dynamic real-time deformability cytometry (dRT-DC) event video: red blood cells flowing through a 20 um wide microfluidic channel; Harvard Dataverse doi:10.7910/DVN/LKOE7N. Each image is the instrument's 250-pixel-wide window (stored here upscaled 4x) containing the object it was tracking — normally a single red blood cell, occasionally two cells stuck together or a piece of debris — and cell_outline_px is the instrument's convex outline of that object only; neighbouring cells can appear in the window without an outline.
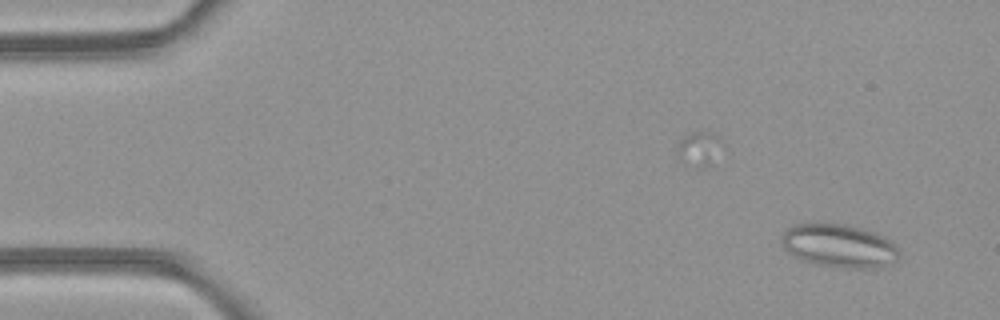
{"species": "common noctule bat (a hibernating species)", "species_latin": "Nyctalus noctula", "temperature_condition": "room temperature", "stored_images_in_passage": 37, "camera_frame_rate_fps": 3000, "um_per_image_px": 0.085, "animal": {"sex": "female", "body_mass_g": 21.9}, "frame": {"image": 1, "passage_image": 1, "time_ms": 0.0, "image_size_px": [1000, 320], "cell_outline_px": [[900, 260], [892, 264], [880, 268], [840, 268], [816, 264], [800, 260], [788, 252], [784, 248], [784, 232], [792, 224], [848, 224], [864, 228], [876, 232], [884, 236], [900, 252]], "centroid_in_image_um": [71.39, 20.92], "position_along_channel_um": 13.6, "area_um2": 29.88}}
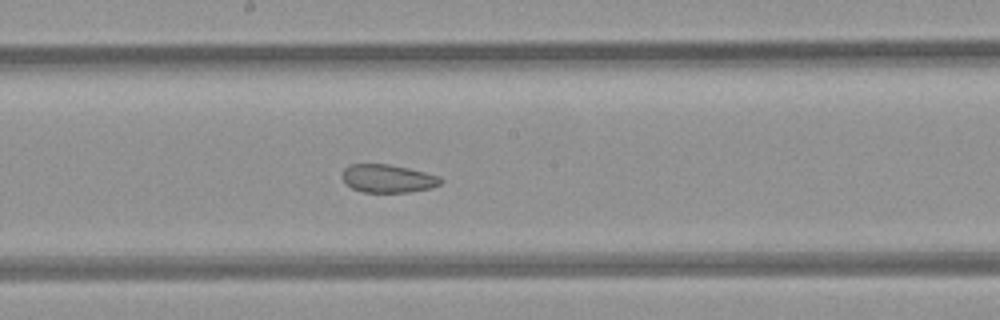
{"frame": {"image": 2, "passage_image": 24, "time_ms": 7.667, "image_size_px": [1000, 320], "cell_outline_px": [[444, 180], [440, 184], [432, 188], [408, 192], [364, 192], [352, 188], [344, 184], [340, 176], [344, 168], [348, 164], [388, 164], [408, 168], [440, 176]], "centroid_in_image_um": [32.93, 15.17], "position_along_channel_um": 215.3, "area_um2": 16.36}}
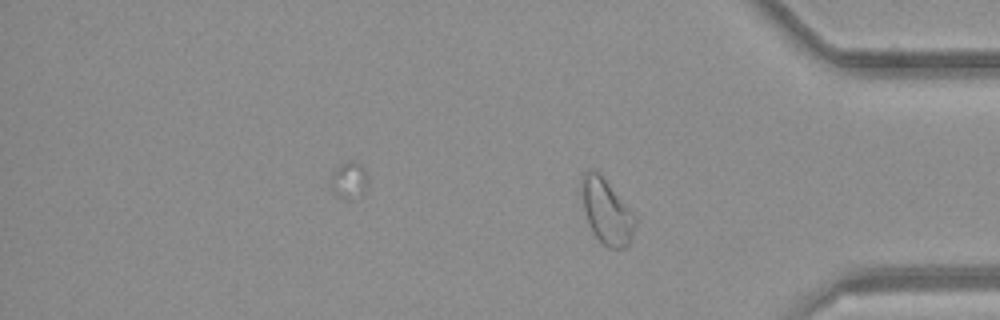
{"frame": {"image": 3, "passage_image": 37, "time_ms": 12.0, "image_size_px": [1000, 320], "cell_outline_px": [[636, 224], [632, 240], [624, 248], [608, 248], [592, 232], [584, 208], [580, 192], [580, 180], [584, 172], [596, 172], [604, 180], [636, 216]], "centroid_in_image_um": [51.56, 18.03], "position_along_channel_um": 383.6, "area_um2": 19.77}, "authors_computed_cell_mechanics": {"area_um2": 18.4382, "velocity_mm_per_s": 4.2112, "shape_relaxation_time_tau1_ms": null, "shape_relaxation_time_tau2_ms": 2.2716, "deformation_change_tau1": null, "deformation_change_tau2": 0.0813}}